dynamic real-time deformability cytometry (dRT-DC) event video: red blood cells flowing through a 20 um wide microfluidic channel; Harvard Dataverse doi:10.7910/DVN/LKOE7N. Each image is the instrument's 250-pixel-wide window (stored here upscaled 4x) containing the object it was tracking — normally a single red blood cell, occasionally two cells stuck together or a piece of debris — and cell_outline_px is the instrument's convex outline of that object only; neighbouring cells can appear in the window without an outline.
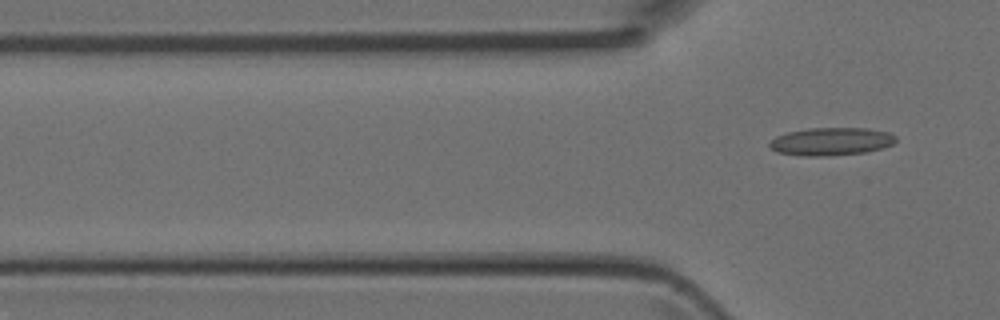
{"species": "Egyptian fruit bat (a non-hibernating species)", "species_latin": "Rousettus aegyptiacus", "temperature_condition": "room temperature", "stored_images_in_passage": 5, "camera_frame_rate_fps": 3000, "um_per_image_px": 0.085, "animal": {"sex": "female"}, "frame": {"image": 1, "passage_image": 5, "time_ms": 1.333, "image_size_px": [1000, 320], "cell_outline_px": [[896, 140], [892, 144], [884, 148], [864, 152], [828, 156], [808, 156], [776, 152], [768, 144], [776, 136], [788, 132], [808, 128], [868, 128], [888, 132], [896, 136]], "centroid_in_image_um": [70.67, 12.02], "position_along_channel_um": 55.1, "area_um2": 20.46}}